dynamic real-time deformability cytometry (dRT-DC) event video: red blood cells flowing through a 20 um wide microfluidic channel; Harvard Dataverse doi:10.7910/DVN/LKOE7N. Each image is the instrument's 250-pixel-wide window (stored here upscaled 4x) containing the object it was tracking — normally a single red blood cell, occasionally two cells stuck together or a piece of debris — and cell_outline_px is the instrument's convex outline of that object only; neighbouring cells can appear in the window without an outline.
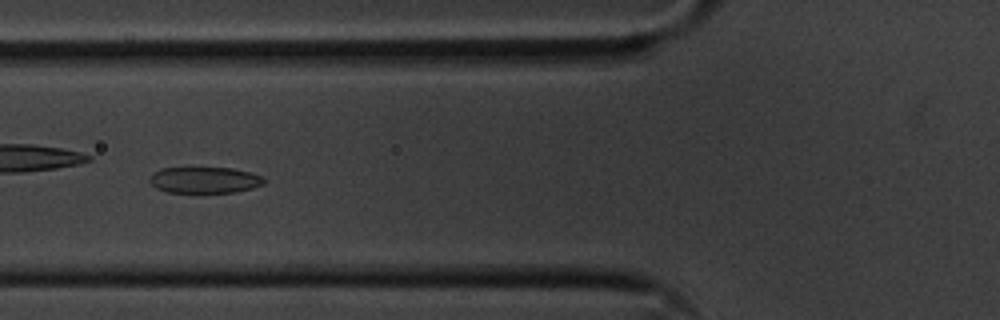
{"species": "common noctule bat (a hibernating species)", "species_latin": "Nyctalus noctula", "temperature_condition": "cold", "stored_images_in_passage": 53, "camera_frame_rate_fps": 3000, "um_per_image_px": 0.085, "animal": {"sex": "male", "body_mass_g": 20.1, "forearm_length_mm": 53.5}, "frame": {"image": 1, "passage_image": 20, "time_ms": 6.333, "image_size_px": [1000, 320], "cell_outline_px": [[264, 184], [252, 188], [236, 192], [168, 192], [156, 188], [148, 180], [152, 172], [160, 168], [232, 168], [252, 172], [264, 176]], "centroid_in_image_um": [17.4, 15.29], "position_along_channel_um": 108.4, "area_um2": 17.57}}
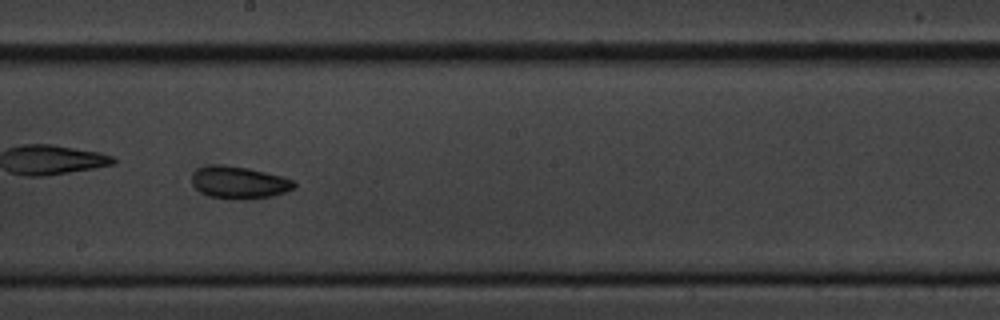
{"frame": {"image": 2, "passage_image": 30, "time_ms": 9.667, "image_size_px": [1000, 320], "cell_outline_px": [[296, 188], [272, 196], [248, 200], [236, 200], [212, 196], [200, 192], [192, 184], [192, 172], [196, 168], [208, 164], [224, 164], [248, 168], [296, 180]], "centroid_in_image_um": [20.31, 15.5], "position_along_channel_um": 227.9, "area_um2": 19.59}}
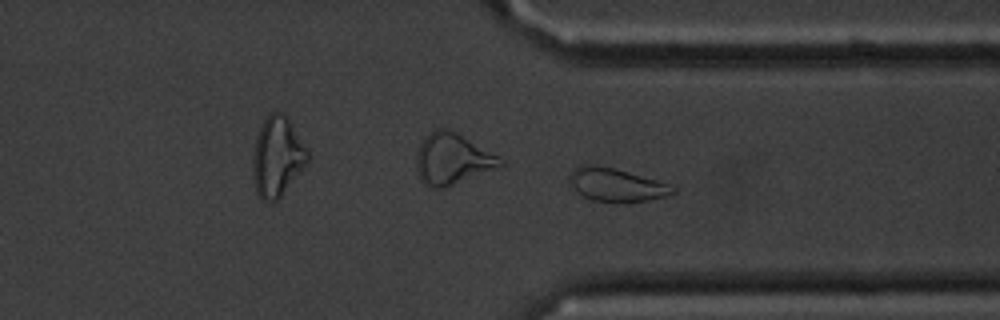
{"frame": {"image": 3, "passage_image": 41, "time_ms": 13.333, "image_size_px": [1000, 320], "cell_outline_px": [[676, 192], [664, 196], [648, 200], [592, 200], [576, 192], [568, 180], [568, 176], [572, 168], [580, 164], [596, 164], [612, 168], [656, 180], [668, 184], [676, 188]], "centroid_in_image_um": [52.3, 15.66], "position_along_channel_um": 359.1, "area_um2": 19.48}, "authors_computed_cell_mechanics": {"area_um2": 19.4786, "velocity_mm_per_s": 3.572, "shape_relaxation_time_tau1_ms": 3.4954, "shape_relaxation_time_tau2_ms": 2.7588, "deformation_change_tau1": 0.1066, "deformation_change_tau2": 0.0753}}